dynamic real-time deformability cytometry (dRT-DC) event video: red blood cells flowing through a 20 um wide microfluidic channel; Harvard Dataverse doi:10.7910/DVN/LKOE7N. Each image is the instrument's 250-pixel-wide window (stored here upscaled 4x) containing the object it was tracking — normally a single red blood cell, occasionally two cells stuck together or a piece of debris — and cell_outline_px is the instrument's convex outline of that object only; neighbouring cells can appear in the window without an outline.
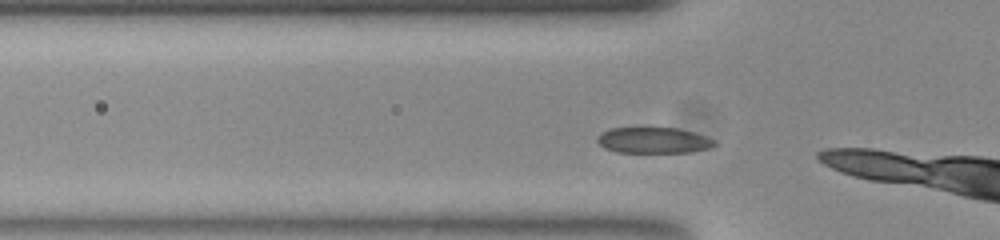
{"species": "common noctule bat (a hibernating species)", "species_latin": "Nyctalus noctula", "temperature_condition": "room temperature", "stored_images_in_passage": 5, "camera_frame_rate_fps": 3000, "um_per_image_px": 0.085, "animal": {"sex": "female", "body_mass_g": 23.0, "forearm_length_mm": 53.4}, "frame": {"image": 1, "passage_image": 2, "time_ms": 0.333, "image_size_px": [1000, 240], "cell_outline_px": [[716, 144], [708, 148], [688, 152], [616, 152], [604, 148], [596, 140], [600, 132], [608, 128], [676, 128], [692, 132], [716, 140]], "centroid_in_image_um": [55.49, 11.92], "position_along_channel_um": 70.3, "area_um2": 17.57}}